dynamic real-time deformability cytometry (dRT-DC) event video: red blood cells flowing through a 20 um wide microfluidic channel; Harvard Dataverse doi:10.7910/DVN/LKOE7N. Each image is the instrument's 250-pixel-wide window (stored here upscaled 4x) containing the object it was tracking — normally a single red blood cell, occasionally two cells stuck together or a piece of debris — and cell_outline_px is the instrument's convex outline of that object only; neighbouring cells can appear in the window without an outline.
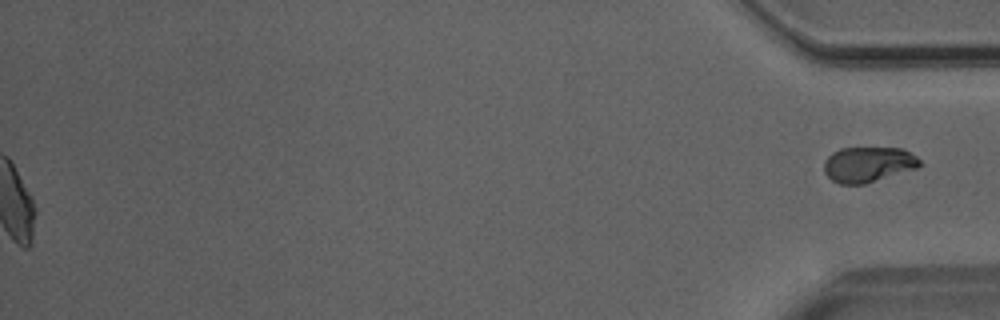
{"species": "Egyptian fruit bat (a non-hibernating species)", "species_latin": "Rousettus aegyptiacus", "temperature_condition": "room temperature", "stored_images_in_passage": 50, "segment_of_instrument_passage": [2, 2], "camera_frame_rate_fps": 3000, "um_per_image_px": 0.085, "animal": {"sex": "male"}, "frame": {"image": 1, "passage_image": 50, "time_ms": 16.333, "image_size_px": [1000, 320], "cell_outline_px": [[920, 164], [916, 168], [864, 184], [840, 184], [832, 180], [824, 172], [824, 160], [832, 152], [840, 148], [904, 148], [916, 156], [920, 160]], "centroid_in_image_um": [73.77, 13.96], "position_along_channel_um": 361.4, "area_um2": 19.65}}